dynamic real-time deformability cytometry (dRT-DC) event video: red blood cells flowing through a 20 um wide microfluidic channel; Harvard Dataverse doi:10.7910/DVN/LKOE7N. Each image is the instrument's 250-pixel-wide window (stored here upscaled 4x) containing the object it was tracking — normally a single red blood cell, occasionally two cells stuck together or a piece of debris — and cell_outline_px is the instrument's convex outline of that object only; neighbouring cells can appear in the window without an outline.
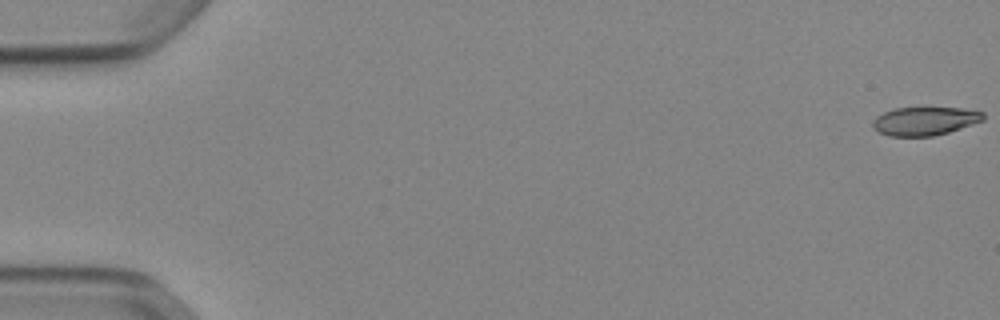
{"species": "Egyptian fruit bat (a non-hibernating species)", "species_latin": "Rousettus aegyptiacus", "temperature_condition": "cold", "stored_images_in_passage": 53, "camera_frame_rate_fps": 3000, "um_per_image_px": 0.085, "animal": {"sex": "female"}, "frame": {"image": 1, "passage_image": 1, "time_ms": 0.0, "image_size_px": [1000, 320], "cell_outline_px": [[984, 120], [948, 132], [932, 136], [888, 136], [872, 128], [872, 120], [876, 116], [884, 112], [896, 108], [960, 108], [984, 112]], "centroid_in_image_um": [78.57, 10.29], "position_along_channel_um": 6.4, "area_um2": 18.21}}
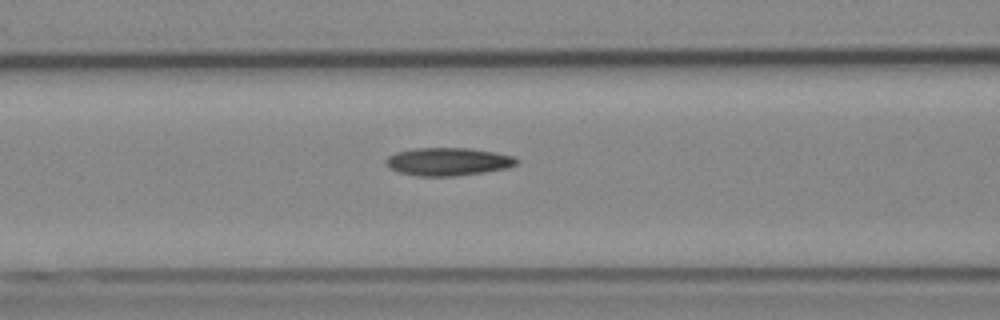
{"frame": {"image": 2, "passage_image": 23, "time_ms": 7.333, "image_size_px": [1000, 320], "cell_outline_px": [[516, 164], [508, 168], [484, 172], [456, 176], [420, 176], [396, 172], [388, 168], [384, 160], [388, 156], [396, 152], [412, 148], [468, 148], [496, 152], [516, 156]], "centroid_in_image_um": [38.05, 13.74], "position_along_channel_um": 128.6, "area_um2": 21.5}}
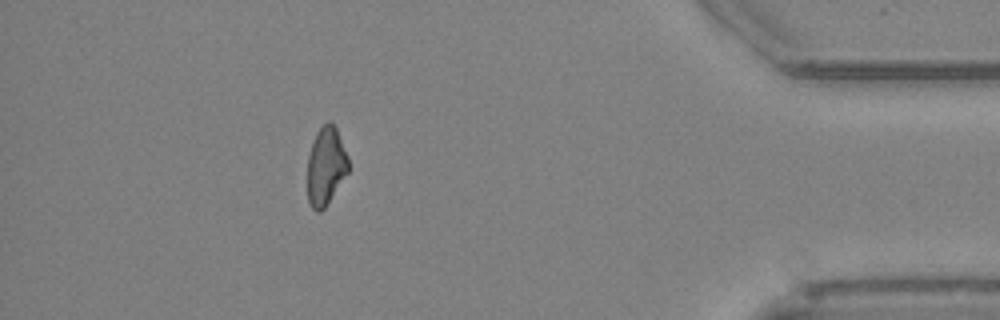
{"frame": {"image": 3, "passage_image": 48, "time_ms": 15.667, "image_size_px": [1000, 320], "cell_outline_px": [[348, 172], [324, 208], [320, 212], [316, 212], [312, 208], [308, 200], [308, 156], [312, 140], [316, 132], [328, 120], [336, 128], [348, 156]], "centroid_in_image_um": [27.68, 14.11], "position_along_channel_um": 407.5, "area_um2": 18.5}, "authors_computed_cell_mechanics": {"area_um2": 20.0566, "velocity_mm_per_s": 3.8967, "shape_relaxation_time_tau1_ms": null, "shape_relaxation_time_tau2_ms": 10.9462, "deformation_change_tau1": null, "deformation_change_tau2": 0.2113}}